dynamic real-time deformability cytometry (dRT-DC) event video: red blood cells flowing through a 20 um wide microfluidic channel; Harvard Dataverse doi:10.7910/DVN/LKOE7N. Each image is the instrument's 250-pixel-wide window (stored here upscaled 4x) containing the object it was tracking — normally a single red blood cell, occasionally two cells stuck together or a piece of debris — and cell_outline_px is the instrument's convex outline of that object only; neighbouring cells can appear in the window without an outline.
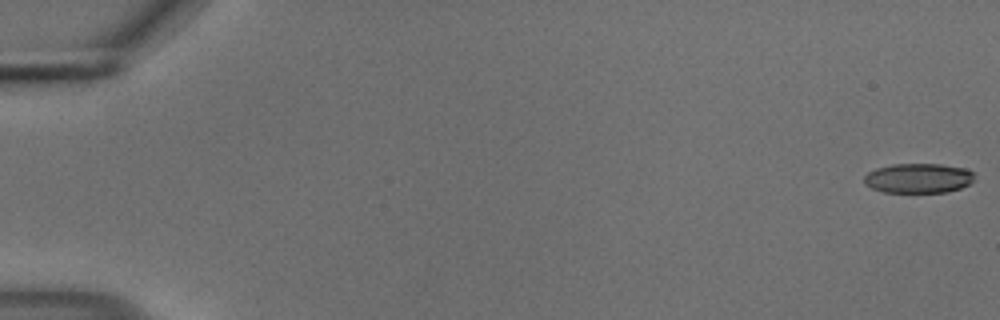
{"species": "common noctule bat (a hibernating species)", "species_latin": "Nyctalus noctula", "temperature_condition": "cold", "stored_images_in_passage": 56, "camera_frame_rate_fps": 3000, "um_per_image_px": 0.085, "animal": {"sex": "male", "body_mass_g": 18.8}, "frame": {"image": 1, "passage_image": 1, "time_ms": 0.0, "image_size_px": [1000, 320], "cell_outline_px": [[972, 180], [968, 184], [960, 188], [948, 192], [884, 192], [872, 188], [864, 184], [864, 176], [868, 172], [876, 168], [892, 164], [940, 164], [964, 168], [972, 172]], "centroid_in_image_um": [78.01, 15.14], "position_along_channel_um": 7.0, "area_um2": 18.96}}
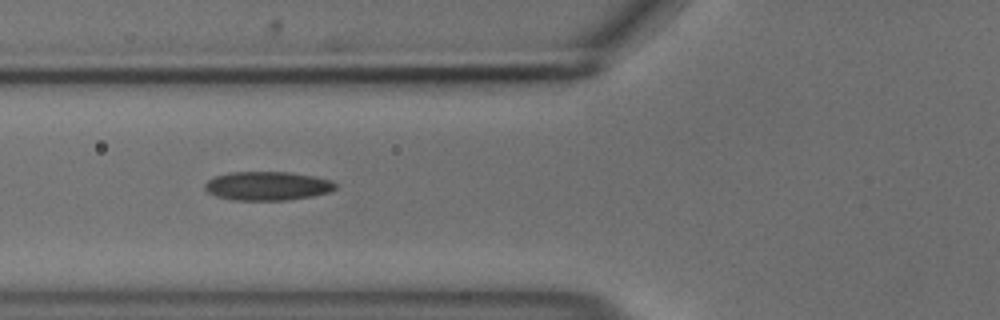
{"frame": {"image": 2, "passage_image": 22, "time_ms": 7.0, "image_size_px": [1000, 320], "cell_outline_px": [[336, 188], [328, 192], [312, 196], [288, 200], [232, 200], [216, 196], [208, 192], [204, 188], [204, 184], [208, 180], [216, 176], [228, 172], [288, 172], [312, 176], [332, 180], [336, 184]], "centroid_in_image_um": [22.71, 15.8], "position_along_channel_um": 103.1, "area_um2": 21.91}}
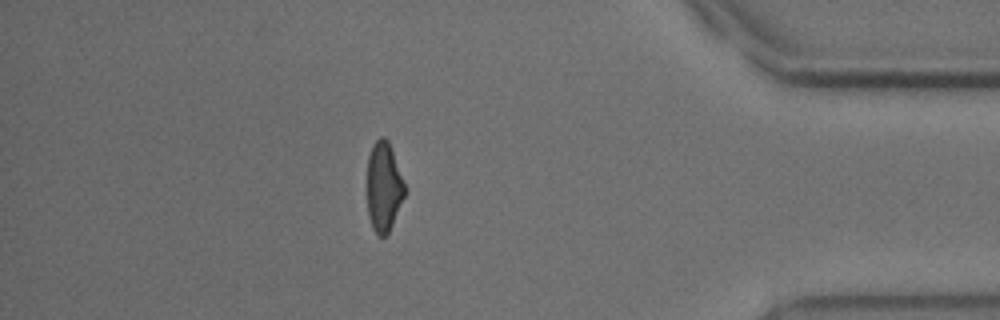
{"frame": {"image": 3, "passage_image": 49, "time_ms": 16.0, "image_size_px": [1000, 320], "cell_outline_px": [[404, 196], [392, 224], [388, 232], [384, 236], [380, 236], [372, 228], [368, 216], [368, 156], [372, 144], [380, 136], [384, 136], [388, 140], [404, 184]], "centroid_in_image_um": [32.59, 15.86], "position_along_channel_um": 402.6, "area_um2": 19.13}, "authors_computed_cell_mechanics": {"area_um2": 21.1259, "velocity_mm_per_s": 3.7024, "shape_relaxation_time_tau1_ms": 11.1273, "shape_relaxation_time_tau2_ms": 2.9561, "deformation_change_tau1": 0.2229, "deformation_change_tau2": 0.1099}}